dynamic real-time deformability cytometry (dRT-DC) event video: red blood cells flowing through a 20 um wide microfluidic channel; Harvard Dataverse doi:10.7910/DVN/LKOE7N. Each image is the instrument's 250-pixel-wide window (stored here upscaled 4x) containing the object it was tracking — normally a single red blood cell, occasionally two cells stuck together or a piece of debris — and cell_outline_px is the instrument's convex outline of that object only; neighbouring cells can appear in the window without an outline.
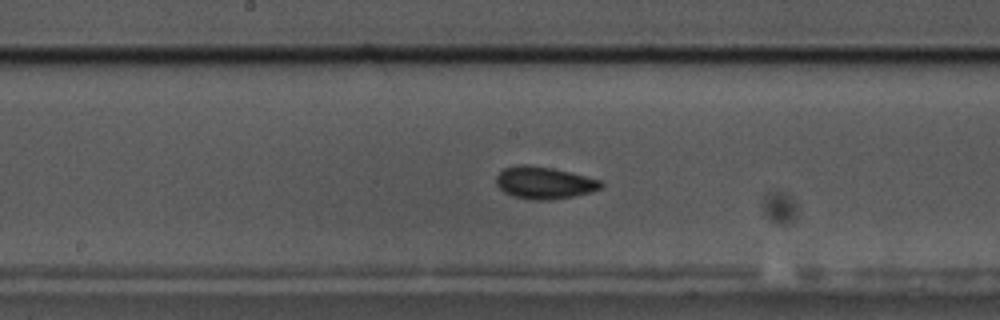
{"species": "common noctule bat (a hibernating species)", "species_latin": "Nyctalus noctula", "temperature_condition": "cold", "stored_images_in_passage": 58, "camera_frame_rate_fps": 3000, "um_per_image_px": 0.085, "animal": {"sex": "male", "body_mass_g": 17.5, "forearm_length_mm": 52.3}, "frame": {"image": 1, "passage_image": 30, "time_ms": 9.667, "image_size_px": [1000, 320], "cell_outline_px": [[604, 184], [600, 188], [592, 192], [576, 196], [552, 200], [528, 200], [512, 196], [504, 192], [496, 184], [496, 176], [504, 168], [516, 164], [528, 164], [552, 168], [604, 180]], "centroid_in_image_um": [46.27, 15.54], "position_along_channel_um": 201.9, "area_um2": 20.06}}
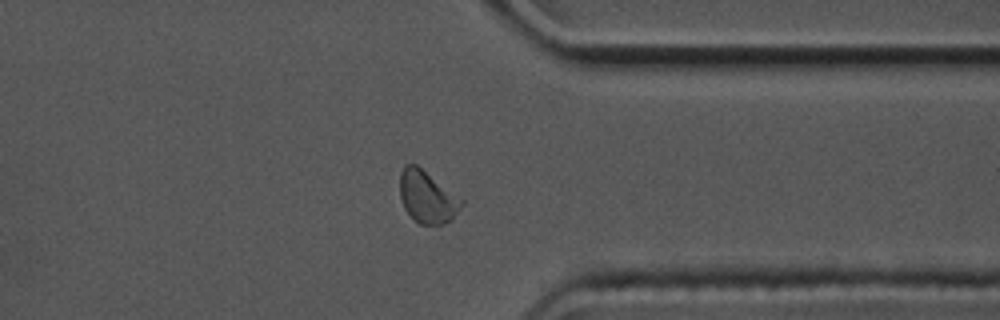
{"frame": {"image": 2, "passage_image": 45, "time_ms": 14.667, "image_size_px": [1000, 320], "cell_outline_px": [[464, 204], [452, 220], [444, 224], [420, 224], [404, 208], [400, 196], [400, 172], [404, 164], [416, 164], [464, 200]], "centroid_in_image_um": [36.33, 16.73], "position_along_channel_um": 375.1, "area_um2": 18.67}}
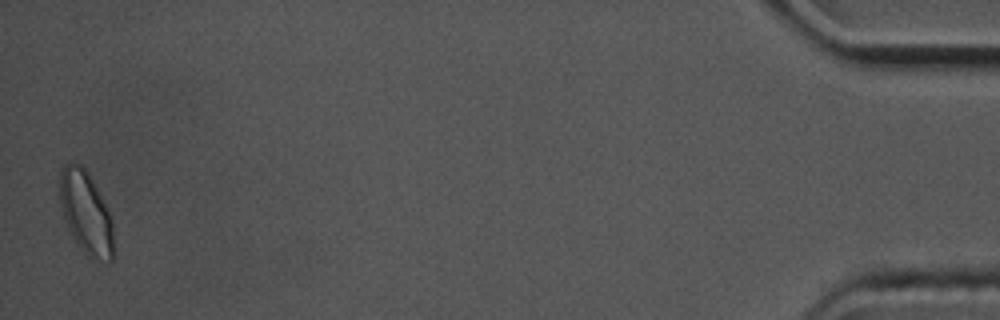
{"frame": {"image": 3, "passage_image": 57, "time_ms": 18.667, "image_size_px": [1000, 320], "cell_outline_px": [[112, 260], [108, 264], [92, 260], [80, 248], [72, 236], [68, 228], [60, 204], [60, 172], [64, 164], [80, 164], [88, 172], [112, 220]], "centroid_in_image_um": [7.3, 18.14], "position_along_channel_um": 427.9, "area_um2": 25.55}, "authors_computed_cell_mechanics": {"area_um2": 18.8428, "velocity_mm_per_s": 3.5469, "shape_relaxation_time_tau1_ms": null, "shape_relaxation_time_tau2_ms": 2.0846, "deformation_change_tau1": null, "deformation_change_tau2": 0.0514}}